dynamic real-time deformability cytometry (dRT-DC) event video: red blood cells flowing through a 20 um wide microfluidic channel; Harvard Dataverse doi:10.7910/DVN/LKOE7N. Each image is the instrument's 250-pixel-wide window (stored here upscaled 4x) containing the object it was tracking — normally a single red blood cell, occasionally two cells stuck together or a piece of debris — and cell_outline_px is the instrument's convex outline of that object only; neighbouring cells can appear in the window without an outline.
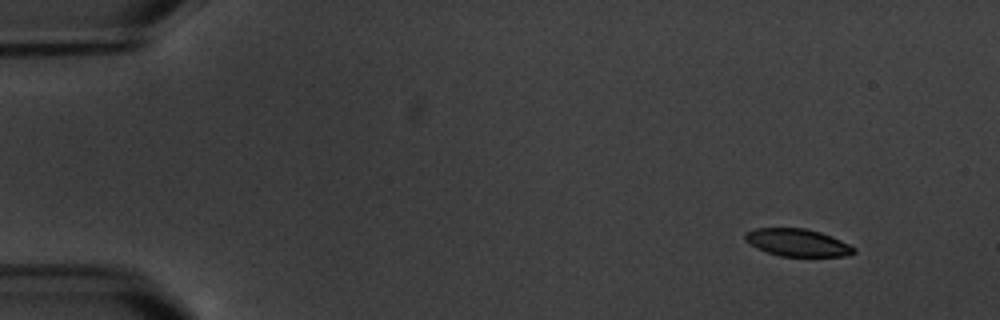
{"species": "common noctule bat (a hibernating species)", "species_latin": "Nyctalus noctula", "temperature_condition": "warm", "stored_images_in_passage": 10, "camera_frame_rate_fps": 3000, "um_per_image_px": 0.085, "animal": {"sex": "male", "body_mass_g": 20.1, "forearm_length_mm": 53.5}, "frame": {"image": 1, "passage_image": 1, "time_ms": 0.0, "image_size_px": [1000, 320], "cell_outline_px": [[856, 252], [848, 256], [780, 256], [756, 248], [744, 240], [744, 236], [748, 232], [756, 228], [804, 228], [820, 232], [840, 240], [856, 248]], "centroid_in_image_um": [67.79, 20.62], "position_along_channel_um": 17.2, "area_um2": 17.28}}
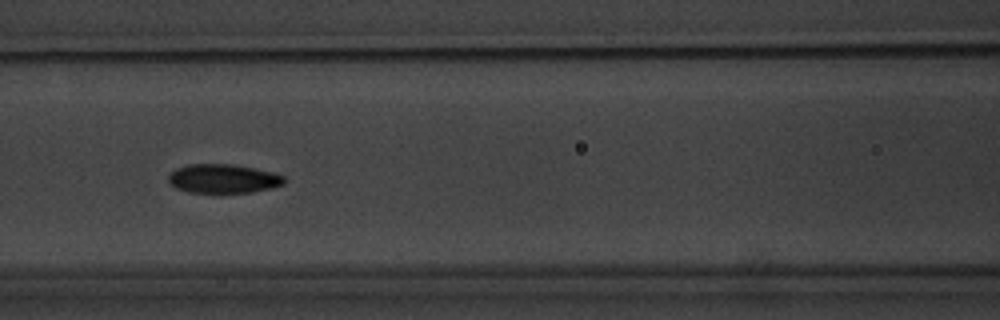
{"frame": {"image": 2, "passage_image": 7, "time_ms": 7.0, "image_size_px": [1000, 320], "cell_outline_px": [[284, 184], [272, 188], [252, 192], [188, 192], [176, 188], [168, 184], [168, 176], [176, 168], [188, 164], [232, 164], [256, 168], [272, 172], [284, 176]], "centroid_in_image_um": [18.96, 15.18], "position_along_channel_um": 147.6, "area_um2": 19.59}}
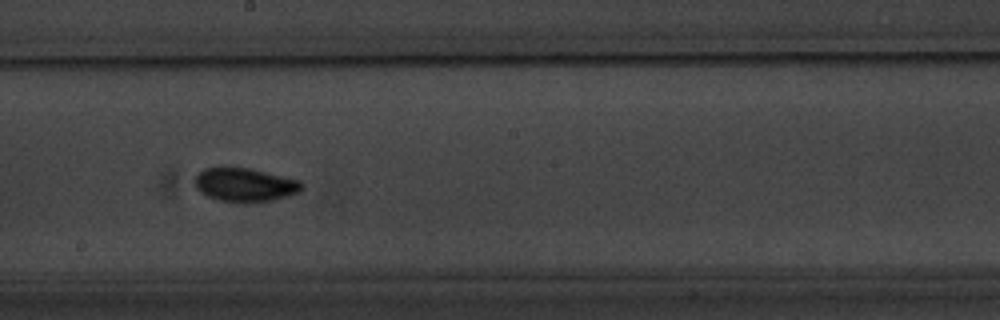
{"frame": {"image": 3, "passage_image": 9, "time_ms": 9.333, "image_size_px": [1000, 320], "cell_outline_px": [[304, 188], [300, 192], [288, 196], [272, 200], [216, 200], [200, 192], [196, 188], [196, 176], [204, 168], [248, 168], [300, 180], [304, 184]], "centroid_in_image_um": [20.86, 15.69], "position_along_channel_um": 227.3, "area_um2": 20.29}}